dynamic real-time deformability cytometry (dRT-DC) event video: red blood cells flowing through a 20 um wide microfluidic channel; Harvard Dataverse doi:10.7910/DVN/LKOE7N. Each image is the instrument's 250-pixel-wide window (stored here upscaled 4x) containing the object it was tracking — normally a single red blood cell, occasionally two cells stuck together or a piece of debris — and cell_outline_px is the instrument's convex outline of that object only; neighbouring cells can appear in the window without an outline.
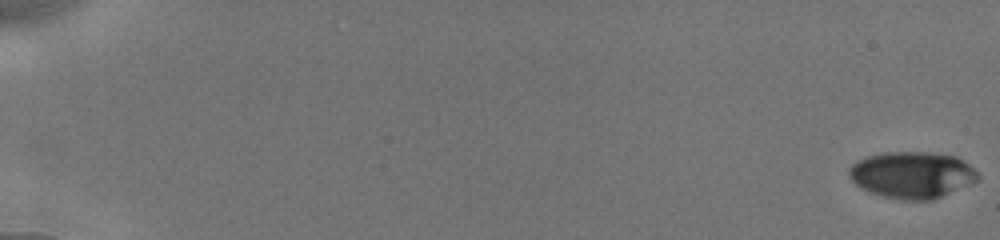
{"species": "human", "species_latin": "Homo sapiens", "temperature_condition": "cold", "stored_images_in_passage": 45, "camera_frame_rate_fps": 3000, "um_per_image_px": 0.085, "donor": {"sex": "male"}, "frame": {"image": 1, "passage_image": 1, "time_ms": 0.0, "image_size_px": [1000, 240], "cell_outline_px": [[980, 180], [932, 200], [900, 200], [880, 196], [868, 192], [860, 188], [848, 176], [848, 168], [852, 164], [864, 156], [884, 152], [928, 152], [956, 156], [968, 164], [980, 176]], "centroid_in_image_um": [77.49, 14.87], "position_along_channel_um": 7.5, "area_um2": 35.32}}
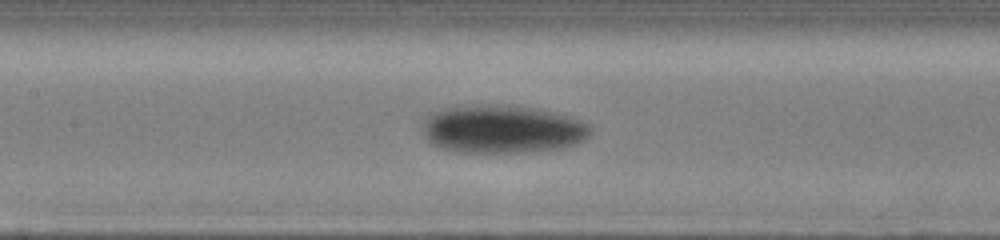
{"frame": {"image": 2, "passage_image": 25, "time_ms": 9.333, "image_size_px": [1000, 240], "cell_outline_px": [[592, 132], [584, 140], [576, 144], [564, 148], [524, 152], [456, 152], [440, 148], [432, 144], [428, 140], [420, 128], [428, 112], [440, 108], [480, 104], [496, 104], [540, 108], [568, 116], [580, 120], [588, 124], [592, 128]], "centroid_in_image_um": [42.66, 10.96], "position_along_channel_um": 164.7, "area_um2": 47.97}}
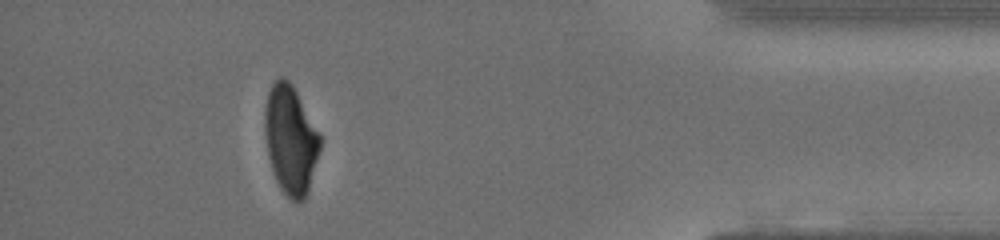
{"frame": {"image": 3, "passage_image": 43, "time_ms": 16.667, "image_size_px": [1000, 240], "cell_outline_px": [[324, 140], [304, 200], [292, 200], [280, 188], [272, 172], [268, 156], [264, 128], [264, 108], [268, 92], [272, 84], [280, 76], [284, 76], [292, 84], [324, 136]], "centroid_in_image_um": [24.73, 11.82], "position_along_channel_um": 410.5, "area_um2": 35.66}, "authors_computed_cell_mechanics": {"area_um2": 40.3444, "velocity_mm_per_s": 3.8938, "shape_relaxation_time_tau1_ms": 2.3884, "shape_relaxation_time_tau2_ms": 10.5465, "deformation_change_tau1": 0.0858, "deformation_change_tau2": 0.1597}}